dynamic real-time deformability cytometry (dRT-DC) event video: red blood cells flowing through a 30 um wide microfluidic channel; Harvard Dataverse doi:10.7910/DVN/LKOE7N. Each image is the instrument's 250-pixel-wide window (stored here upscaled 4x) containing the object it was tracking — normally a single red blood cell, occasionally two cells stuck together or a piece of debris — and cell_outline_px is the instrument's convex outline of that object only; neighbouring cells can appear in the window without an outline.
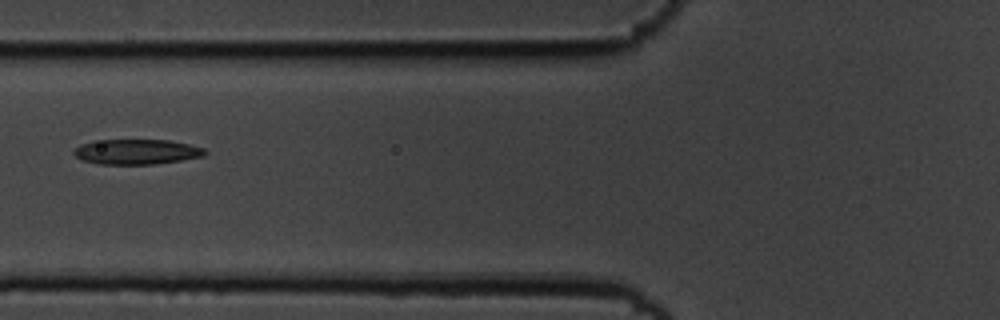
{"species": "common noctule bat (a hibernating species)", "species_latin": "Nyctalus noctula", "temperature_condition": "cold", "stored_images_in_passage": 4, "camera_frame_rate_fps": 3000, "um_per_image_px": 0.085, "animal": {"sex": "male", "body_mass_g": 19.5, "forearm_length_mm": 54.6}, "frame": {"image": 1, "passage_image": 4, "time_ms": 1.0, "image_size_px": [1000, 320], "cell_outline_px": [[208, 152], [204, 156], [180, 160], [152, 164], [96, 164], [84, 160], [76, 156], [72, 152], [80, 144], [92, 140], [168, 140], [188, 144], [204, 148]], "centroid_in_image_um": [11.59, 12.89], "position_along_channel_um": 114.2, "area_um2": 19.13}}